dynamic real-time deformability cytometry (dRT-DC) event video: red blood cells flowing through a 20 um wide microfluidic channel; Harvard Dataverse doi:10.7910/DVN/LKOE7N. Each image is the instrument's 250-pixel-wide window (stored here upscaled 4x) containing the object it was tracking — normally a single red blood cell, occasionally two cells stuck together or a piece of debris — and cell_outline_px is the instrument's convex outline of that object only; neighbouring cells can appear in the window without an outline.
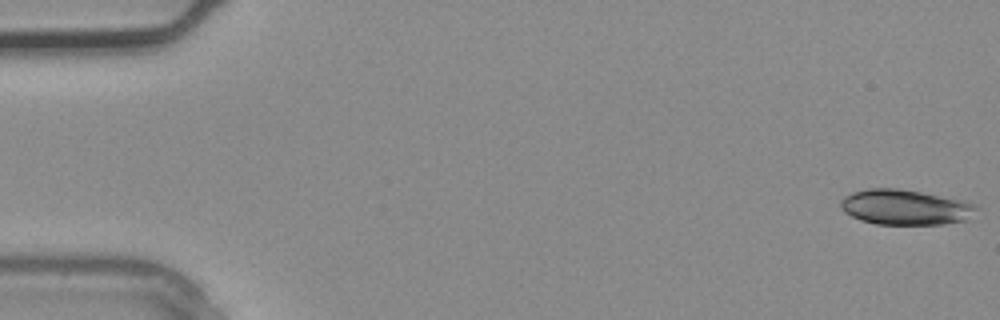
{"species": "common noctule bat (a hibernating species)", "species_latin": "Nyctalus noctula", "temperature_condition": "warm", "stored_images_in_passage": 4, "camera_frame_rate_fps": 3000, "um_per_image_px": 0.085, "animal": {"sex": "male", "body_mass_g": 20.4}, "frame": {"image": 1, "passage_image": 1, "time_ms": 0.0, "image_size_px": [1000, 320], "cell_outline_px": [[980, 208], [968, 220], [944, 224], [876, 224], [860, 220], [844, 212], [840, 208], [840, 200], [844, 196], [852, 192], [868, 188], [896, 188], [920, 192], [964, 200], [976, 204]], "centroid_in_image_um": [76.96, 17.61], "position_along_channel_um": 8.0, "area_um2": 28.15}}